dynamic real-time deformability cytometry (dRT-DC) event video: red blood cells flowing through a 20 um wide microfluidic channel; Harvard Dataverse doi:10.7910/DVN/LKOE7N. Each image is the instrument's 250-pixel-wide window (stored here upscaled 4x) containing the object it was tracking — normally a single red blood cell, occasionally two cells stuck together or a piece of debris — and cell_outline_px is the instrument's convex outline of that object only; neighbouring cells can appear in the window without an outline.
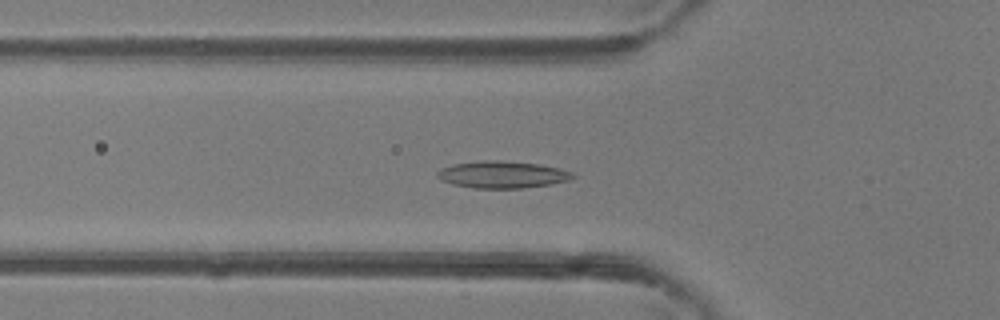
{"species": "common noctule bat (a hibernating species)", "species_latin": "Nyctalus noctula", "temperature_condition": "room temperature", "stored_images_in_passage": 47, "camera_frame_rate_fps": 3000, "um_per_image_px": 0.085, "animal": {"sex": "female"}, "frame": {"image": 1, "passage_image": 16, "time_ms": 5.0, "image_size_px": [1000, 320], "cell_outline_px": [[576, 176], [568, 180], [552, 184], [524, 188], [472, 188], [452, 184], [440, 180], [436, 176], [436, 172], [440, 168], [452, 164], [484, 160], [500, 160], [536, 164], [560, 168], [572, 172]], "centroid_in_image_um": [42.66, 14.84], "position_along_channel_um": 83.1, "area_um2": 21.44}}
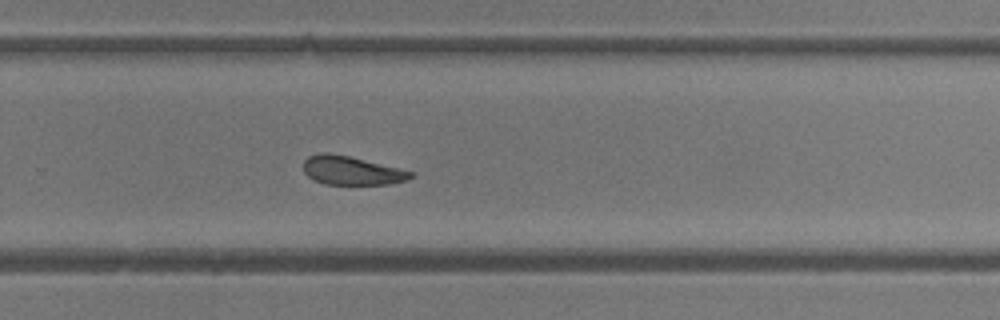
{"frame": {"image": 2, "passage_image": 31, "time_ms": 10.0, "image_size_px": [1000, 320], "cell_outline_px": [[416, 176], [408, 180], [388, 184], [324, 184], [308, 176], [304, 172], [304, 160], [308, 156], [320, 152], [328, 152], [348, 156], [412, 172]], "centroid_in_image_um": [29.86, 14.49], "position_along_channel_um": 299.9, "area_um2": 17.69}}
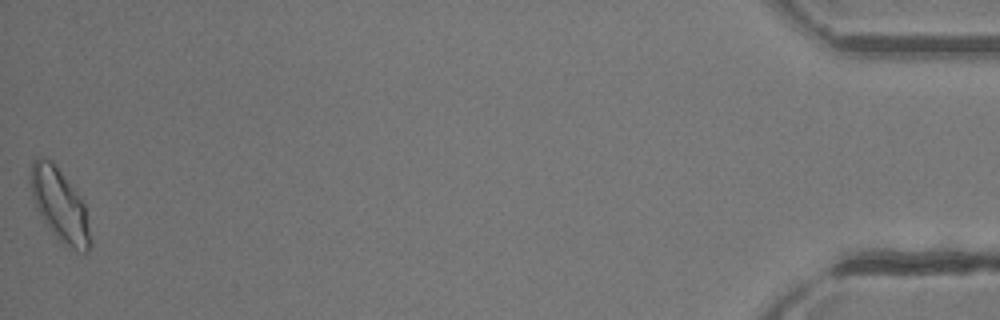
{"frame": {"image": 3, "passage_image": 47, "time_ms": 15.333, "image_size_px": [1000, 320], "cell_outline_px": [[92, 244], [88, 252], [76, 252], [60, 244], [36, 208], [32, 196], [28, 180], [32, 160], [36, 156], [40, 156], [52, 160], [84, 204], [92, 240]], "centroid_in_image_um": [5.05, 17.46], "position_along_channel_um": 430.1, "area_um2": 25.55}, "authors_computed_cell_mechanics": {"area_um2": 20.4034, "velocity_mm_per_s": 4.3358, "shape_relaxation_time_tau1_ms": 8.4432, "shape_relaxation_time_tau2_ms": 3.3128, "deformation_change_tau1": 0.1716, "deformation_change_tau2": 0.0997}}